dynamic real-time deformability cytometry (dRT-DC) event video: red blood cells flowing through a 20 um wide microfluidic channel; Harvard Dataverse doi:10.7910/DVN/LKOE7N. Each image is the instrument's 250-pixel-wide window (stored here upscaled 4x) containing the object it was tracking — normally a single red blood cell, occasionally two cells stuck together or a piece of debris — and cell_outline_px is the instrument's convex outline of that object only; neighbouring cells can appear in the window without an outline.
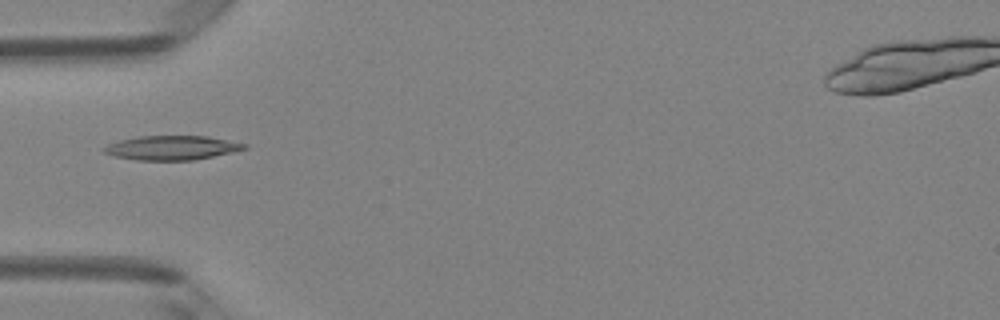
{"species": "Egyptian fruit bat (a non-hibernating species)", "species_latin": "Rousettus aegyptiacus", "temperature_condition": "room temperature", "stored_images_in_passage": 6, "camera_frame_rate_fps": 3000, "um_per_image_px": 0.085, "animal": {"sex": "female"}, "frame": {"image": 1, "passage_image": 6, "time_ms": 1.667, "image_size_px": [1000, 320], "cell_outline_px": [[248, 148], [232, 152], [192, 160], [136, 160], [112, 156], [104, 152], [100, 148], [108, 144], [120, 140], [140, 136], [208, 136], [248, 144]], "centroid_in_image_um": [14.57, 12.56], "position_along_channel_um": 70.4, "area_um2": 19.83}}